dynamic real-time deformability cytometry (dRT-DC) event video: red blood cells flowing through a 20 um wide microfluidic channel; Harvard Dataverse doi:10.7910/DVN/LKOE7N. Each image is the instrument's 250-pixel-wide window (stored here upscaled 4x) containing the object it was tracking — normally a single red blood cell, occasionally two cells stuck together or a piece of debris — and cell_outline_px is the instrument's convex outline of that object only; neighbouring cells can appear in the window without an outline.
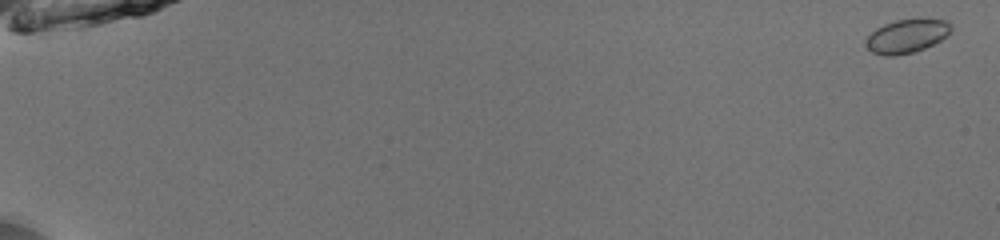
{"species": "common noctule bat (a hibernating species)", "species_latin": "Nyctalus noctula", "temperature_condition": "room temperature", "stored_images_in_passage": 53, "camera_frame_rate_fps": 3000, "um_per_image_px": 0.085, "animal": {"sex": "male", "body_mass_g": 13.0, "forearm_length_mm": 53.1}, "frame": {"image": 1, "passage_image": 1, "time_ms": 0.0, "image_size_px": [1000, 240], "cell_outline_px": [[952, 28], [948, 36], [924, 48], [912, 52], [896, 56], [884, 56], [872, 52], [864, 44], [864, 40], [876, 28], [884, 24], [896, 20], [916, 16], [920, 16], [944, 20], [952, 24]], "centroid_in_image_um": [77.09, 3.02], "position_along_channel_um": 7.9, "area_um2": 17.28}}
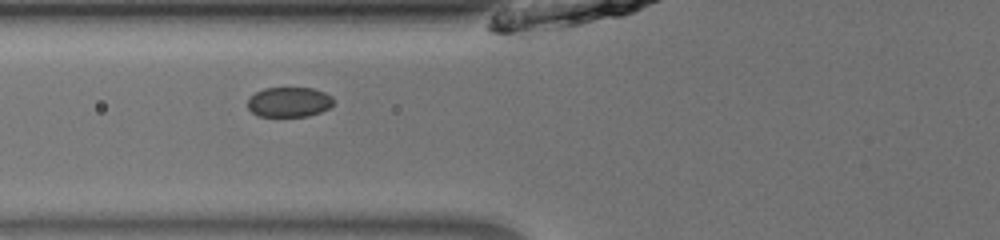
{"frame": {"image": 2, "passage_image": 23, "time_ms": 7.333, "image_size_px": [1000, 240], "cell_outline_px": [[332, 104], [328, 108], [320, 112], [308, 116], [256, 116], [248, 108], [248, 100], [256, 92], [264, 88], [312, 88], [324, 92], [332, 96]], "centroid_in_image_um": [24.56, 8.67], "position_along_channel_um": 101.2, "area_um2": 14.85}}
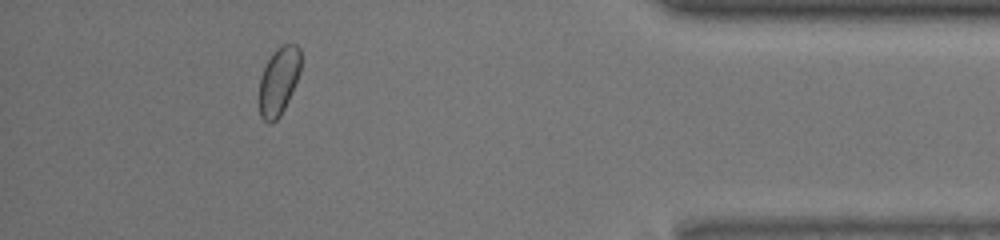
{"frame": {"image": 3, "passage_image": 49, "time_ms": 16.0, "image_size_px": [1000, 240], "cell_outline_px": [[300, 72], [288, 100], [280, 116], [272, 124], [268, 124], [260, 116], [260, 80], [264, 68], [272, 52], [280, 44], [296, 44], [300, 48]], "centroid_in_image_um": [23.69, 6.87], "position_along_channel_um": 411.5, "area_um2": 16.36}, "authors_computed_cell_mechanics": {"area_um2": 16.3574, "velocity_mm_per_s": 3.9742, "shape_relaxation_time_tau1_ms": 0.8865, "shape_relaxation_time_tau2_ms": null, "deformation_change_tau1": 0.0461, "deformation_change_tau2": null}}